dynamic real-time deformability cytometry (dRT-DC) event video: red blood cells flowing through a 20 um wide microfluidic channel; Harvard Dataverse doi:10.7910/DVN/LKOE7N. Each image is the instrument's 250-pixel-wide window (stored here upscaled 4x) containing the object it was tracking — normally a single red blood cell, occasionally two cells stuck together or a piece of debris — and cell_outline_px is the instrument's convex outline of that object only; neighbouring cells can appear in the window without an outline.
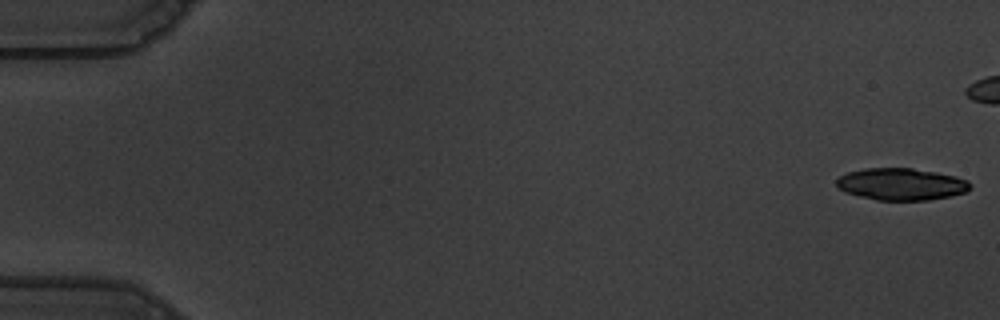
{"species": "common noctule bat (a hibernating species)", "species_latin": "Nyctalus noctula", "temperature_condition": "warm", "stored_images_in_passage": 49, "camera_frame_rate_fps": 3000, "um_per_image_px": 0.085, "animal": {"sex": "male", "body_mass_g": 19.5, "forearm_length_mm": 54.6}, "frame": {"image": 1, "passage_image": 1, "time_ms": 0.0, "image_size_px": [1000, 320], "cell_outline_px": [[972, 184], [968, 192], [928, 200], [876, 200], [844, 192], [836, 184], [836, 180], [840, 176], [848, 172], [864, 168], [912, 168], [936, 172], [956, 176], [968, 180]], "centroid_in_image_um": [76.63, 15.65], "position_along_channel_um": 8.4, "area_um2": 24.97}}